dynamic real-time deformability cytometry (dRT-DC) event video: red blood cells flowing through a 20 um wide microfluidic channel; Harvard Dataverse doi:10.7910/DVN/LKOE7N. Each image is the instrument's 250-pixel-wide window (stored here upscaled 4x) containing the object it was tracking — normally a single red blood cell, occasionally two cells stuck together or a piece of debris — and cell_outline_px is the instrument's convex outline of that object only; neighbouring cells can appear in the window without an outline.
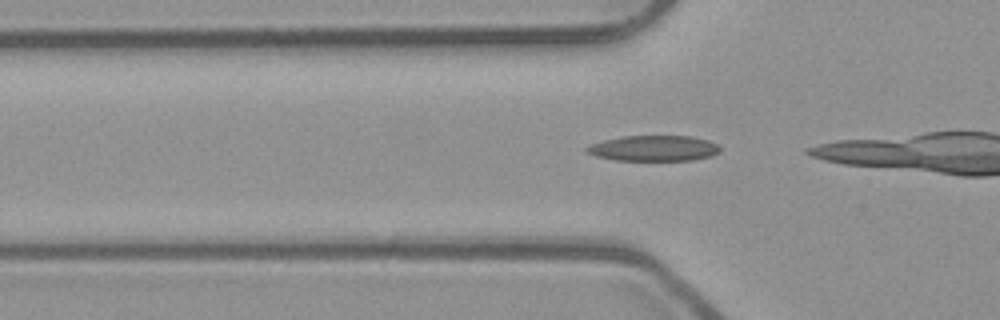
{"species": "common noctule bat (a hibernating species)", "species_latin": "Nyctalus noctula", "temperature_condition": "room temperature", "stored_images_in_passage": 17, "camera_frame_rate_fps": 3000, "um_per_image_px": 0.085, "animal": {"sex": "male", "body_mass_g": 23.1, "forearm_length_mm": 52.7}, "frame": {"image": 1, "passage_image": 14, "time_ms": 4.333, "image_size_px": [1000, 320], "cell_outline_px": [[720, 152], [712, 156], [692, 160], [616, 160], [596, 156], [584, 152], [584, 148], [592, 144], [604, 140], [620, 136], [692, 136], [708, 140], [716, 144], [720, 148]], "centroid_in_image_um": [55.56, 12.6], "position_along_channel_um": 70.2, "area_um2": 19.94}}